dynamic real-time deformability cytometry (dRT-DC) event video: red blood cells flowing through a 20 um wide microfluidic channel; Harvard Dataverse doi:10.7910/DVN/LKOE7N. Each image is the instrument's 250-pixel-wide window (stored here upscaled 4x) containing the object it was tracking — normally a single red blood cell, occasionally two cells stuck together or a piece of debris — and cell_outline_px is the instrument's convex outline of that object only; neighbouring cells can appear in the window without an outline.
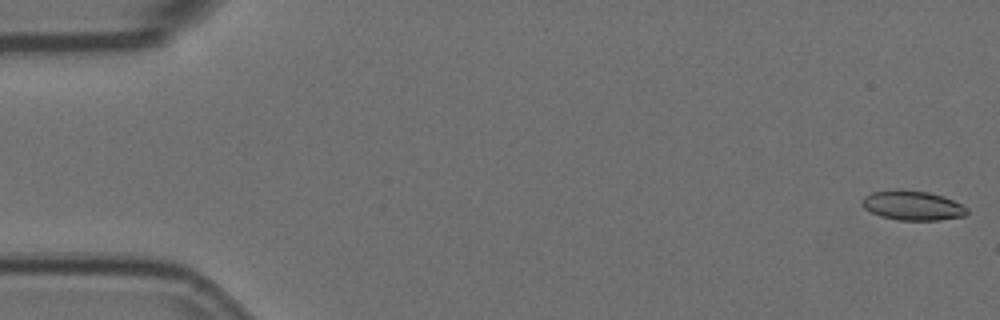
{"species": "Egyptian fruit bat (a non-hibernating species)", "species_latin": "Rousettus aegyptiacus", "temperature_condition": "room temperature", "stored_images_in_passage": 57, "camera_frame_rate_fps": 3000, "um_per_image_px": 0.085, "animal": {"sex": "female"}, "frame": {"image": 1, "passage_image": 1, "time_ms": 0.0, "image_size_px": [1000, 320], "cell_outline_px": [[968, 212], [964, 216], [940, 220], [896, 220], [880, 216], [864, 208], [860, 204], [860, 200], [864, 196], [872, 192], [896, 188], [904, 188], [928, 192], [944, 196], [968, 208]], "centroid_in_image_um": [77.52, 17.44], "position_along_channel_um": 7.5, "area_um2": 18.44}}
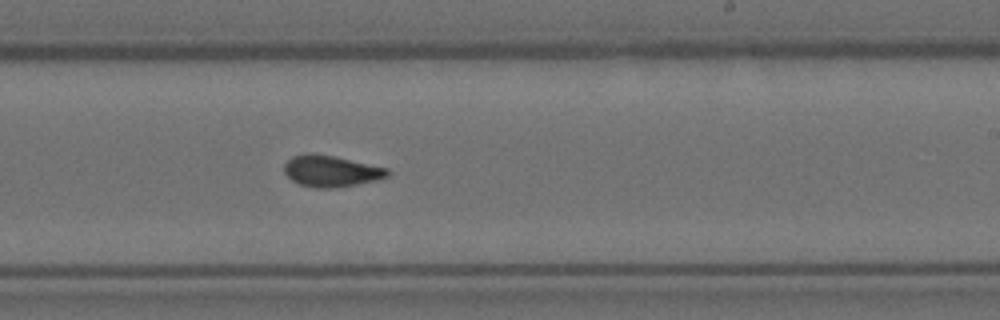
{"frame": {"image": 2, "passage_image": 34, "time_ms": 11.0, "image_size_px": [1000, 320], "cell_outline_px": [[392, 172], [388, 176], [376, 180], [356, 184], [332, 188], [316, 188], [300, 184], [292, 180], [284, 172], [284, 164], [292, 156], [308, 152], [312, 152], [332, 156], [388, 168]], "centroid_in_image_um": [28.13, 14.53], "position_along_channel_um": 260.9, "area_um2": 18.79}}
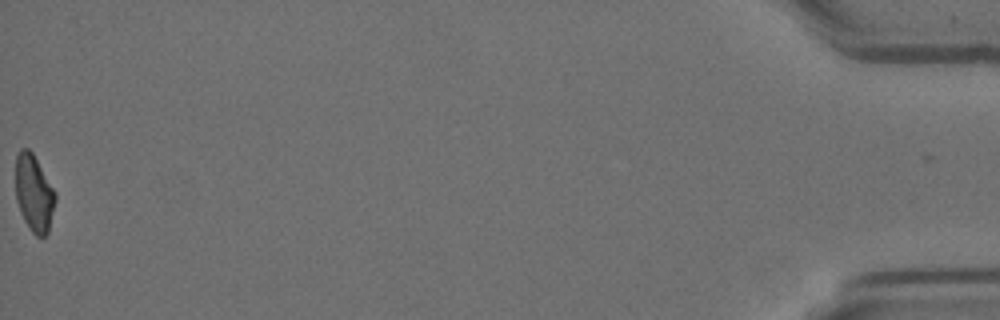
{"frame": {"image": 3, "passage_image": 57, "time_ms": 18.667, "image_size_px": [1000, 320], "cell_outline_px": [[56, 200], [48, 232], [44, 236], [36, 236], [32, 232], [24, 220], [20, 212], [16, 200], [16, 156], [20, 148], [28, 148], [32, 152], [56, 192]], "centroid_in_image_um": [2.89, 16.42], "position_along_channel_um": 432.3, "area_um2": 17.8}, "authors_computed_cell_mechanics": {"area_um2": 18.496, "velocity_mm_per_s": 3.5865, "shape_relaxation_time_tau1_ms": 4.2019, "shape_relaxation_time_tau2_ms": 1.3308, "deformation_change_tau1": 0.1374, "deformation_change_tau2": 0.0735}}